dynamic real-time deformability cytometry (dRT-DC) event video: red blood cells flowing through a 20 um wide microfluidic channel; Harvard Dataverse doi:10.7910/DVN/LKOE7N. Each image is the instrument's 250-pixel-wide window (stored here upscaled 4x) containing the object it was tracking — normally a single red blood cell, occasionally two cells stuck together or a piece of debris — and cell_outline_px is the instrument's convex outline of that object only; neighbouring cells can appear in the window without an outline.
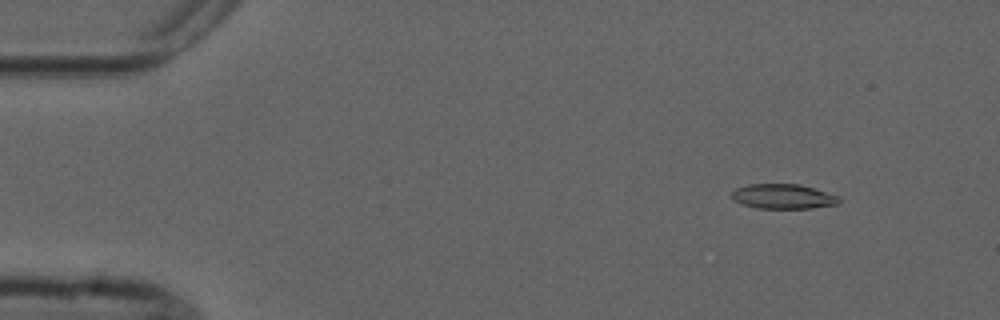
{"species": "common noctule bat (a hibernating species)", "species_latin": "Nyctalus noctula", "temperature_condition": "cold", "stored_images_in_passage": 4, "camera_frame_rate_fps": 3000, "um_per_image_px": 0.085, "animal": {"sex": "male", "forearm_length_mm": 52.5}, "frame": {"image": 1, "passage_image": 2, "time_ms": 1.0, "image_size_px": [1000, 320], "cell_outline_px": [[840, 204], [812, 208], [756, 208], [744, 204], [736, 200], [732, 196], [732, 192], [736, 188], [748, 184], [800, 184], [836, 196], [840, 200]], "centroid_in_image_um": [66.57, 16.7], "position_along_channel_um": 18.4, "area_um2": 15.2}}
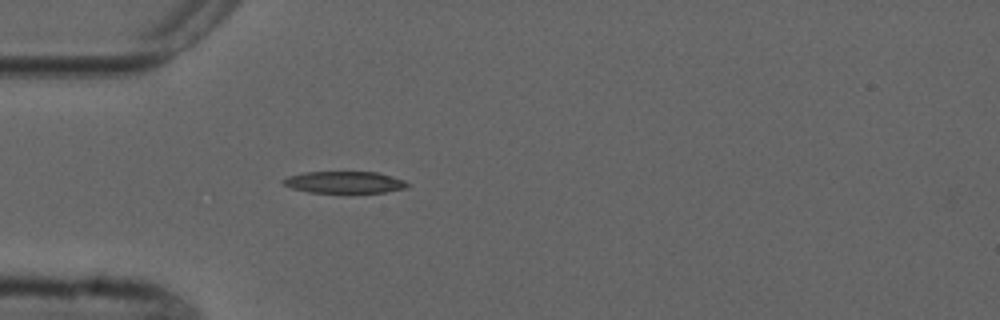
{"frame": {"image": 2, "passage_image": 4, "time_ms": 4.333, "image_size_px": [1000, 320], "cell_outline_px": [[412, 184], [408, 188], [384, 192], [308, 192], [292, 188], [284, 184], [280, 180], [288, 176], [304, 172], [376, 172], [392, 176], [404, 180]], "centroid_in_image_um": [29.31, 15.49], "position_along_channel_um": 55.7, "area_um2": 15.78}}